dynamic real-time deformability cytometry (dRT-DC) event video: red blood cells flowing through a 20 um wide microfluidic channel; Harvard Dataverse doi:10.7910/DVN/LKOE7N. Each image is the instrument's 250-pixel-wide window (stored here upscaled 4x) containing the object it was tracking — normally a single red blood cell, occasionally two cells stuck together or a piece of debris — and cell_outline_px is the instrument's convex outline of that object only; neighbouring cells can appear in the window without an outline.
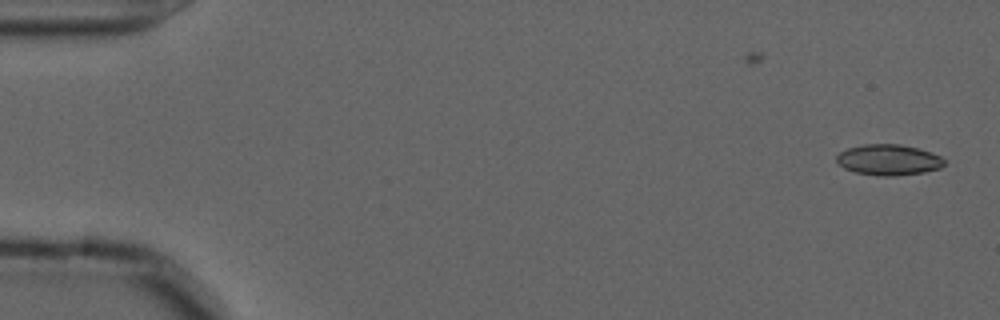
{"species": "common noctule bat (a hibernating species)", "species_latin": "Nyctalus noctula", "temperature_condition": "cold", "stored_images_in_passage": 55, "camera_frame_rate_fps": 3000, "um_per_image_px": 0.085, "animal": {"sex": "male", "forearm_length_mm": 52.5}, "frame": {"image": 1, "passage_image": 1, "time_ms": 0.0, "image_size_px": [1000, 320], "cell_outline_px": [[944, 164], [940, 168], [924, 172], [892, 176], [884, 176], [856, 172], [844, 168], [836, 160], [836, 156], [840, 152], [848, 148], [864, 144], [900, 144], [916, 148], [940, 156], [944, 160]], "centroid_in_image_um": [75.51, 13.58], "position_along_channel_um": 9.5, "area_um2": 19.02}}
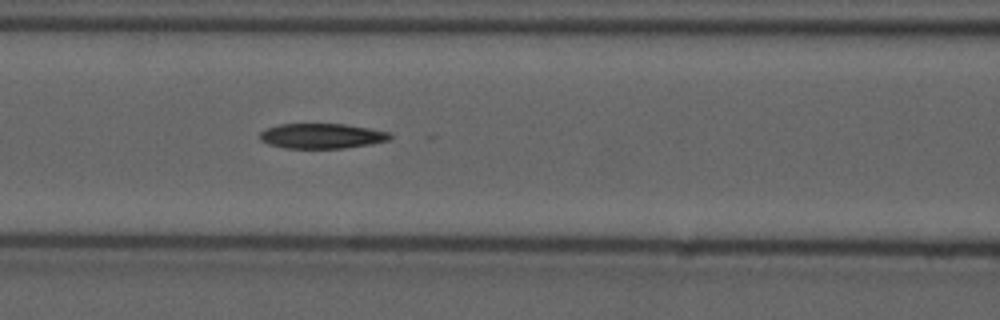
{"frame": {"image": 2, "passage_image": 23, "time_ms": 7.333, "image_size_px": [1000, 320], "cell_outline_px": [[392, 136], [388, 140], [372, 144], [344, 148], [284, 148], [268, 144], [260, 140], [260, 132], [268, 128], [280, 124], [344, 124], [392, 132]], "centroid_in_image_um": [27.37, 11.56], "position_along_channel_um": 139.2, "area_um2": 19.02}}
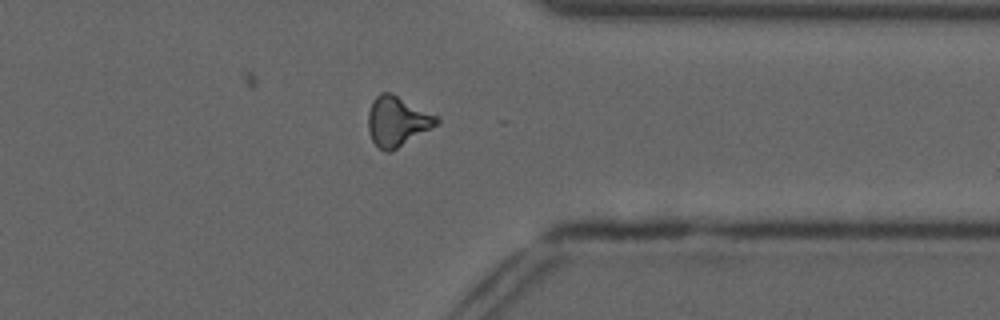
{"frame": {"image": 3, "passage_image": 43, "time_ms": 14.0, "image_size_px": [1000, 320], "cell_outline_px": [[440, 124], [392, 152], [384, 152], [372, 140], [368, 128], [368, 112], [372, 100], [380, 92], [388, 92], [440, 116]], "centroid_in_image_um": [33.8, 10.33], "position_along_channel_um": 377.6, "area_um2": 20.17}, "authors_computed_cell_mechanics": {"area_um2": 19.363, "velocity_mm_per_s": 3.6641, "shape_relaxation_time_tau1_ms": 7.5944, "shape_relaxation_time_tau2_ms": 7.8303, "deformation_change_tau1": 0.1639, "deformation_change_tau2": 0.2108}}